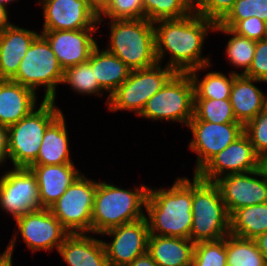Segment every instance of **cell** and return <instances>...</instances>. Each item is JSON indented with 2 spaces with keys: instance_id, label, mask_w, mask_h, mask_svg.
I'll return each instance as SVG.
<instances>
[{
  "instance_id": "cell-1",
  "label": "cell",
  "mask_w": 267,
  "mask_h": 266,
  "mask_svg": "<svg viewBox=\"0 0 267 266\" xmlns=\"http://www.w3.org/2000/svg\"><path fill=\"white\" fill-rule=\"evenodd\" d=\"M156 56L162 64L166 54L170 56L166 66L177 73L212 64L209 56L202 55L205 39L214 31L216 23L199 15L195 10L180 19H161L153 22Z\"/></svg>"
},
{
  "instance_id": "cell-2",
  "label": "cell",
  "mask_w": 267,
  "mask_h": 266,
  "mask_svg": "<svg viewBox=\"0 0 267 266\" xmlns=\"http://www.w3.org/2000/svg\"><path fill=\"white\" fill-rule=\"evenodd\" d=\"M178 177L168 189L149 187L145 215L150 235L190 239L192 181Z\"/></svg>"
},
{
  "instance_id": "cell-3",
  "label": "cell",
  "mask_w": 267,
  "mask_h": 266,
  "mask_svg": "<svg viewBox=\"0 0 267 266\" xmlns=\"http://www.w3.org/2000/svg\"><path fill=\"white\" fill-rule=\"evenodd\" d=\"M149 186L124 189L113 183L97 182L92 213V233L103 232L144 218Z\"/></svg>"
},
{
  "instance_id": "cell-4",
  "label": "cell",
  "mask_w": 267,
  "mask_h": 266,
  "mask_svg": "<svg viewBox=\"0 0 267 266\" xmlns=\"http://www.w3.org/2000/svg\"><path fill=\"white\" fill-rule=\"evenodd\" d=\"M109 43L105 48L131 70L158 63L153 22L147 19H108Z\"/></svg>"
},
{
  "instance_id": "cell-5",
  "label": "cell",
  "mask_w": 267,
  "mask_h": 266,
  "mask_svg": "<svg viewBox=\"0 0 267 266\" xmlns=\"http://www.w3.org/2000/svg\"><path fill=\"white\" fill-rule=\"evenodd\" d=\"M53 100H43L17 123L7 127V155L13 167H29L38 156L47 127L62 113Z\"/></svg>"
},
{
  "instance_id": "cell-6",
  "label": "cell",
  "mask_w": 267,
  "mask_h": 266,
  "mask_svg": "<svg viewBox=\"0 0 267 266\" xmlns=\"http://www.w3.org/2000/svg\"><path fill=\"white\" fill-rule=\"evenodd\" d=\"M192 216L190 240L193 243L220 240L230 233V216L219 187L196 175L192 181Z\"/></svg>"
},
{
  "instance_id": "cell-7",
  "label": "cell",
  "mask_w": 267,
  "mask_h": 266,
  "mask_svg": "<svg viewBox=\"0 0 267 266\" xmlns=\"http://www.w3.org/2000/svg\"><path fill=\"white\" fill-rule=\"evenodd\" d=\"M64 70L47 39L39 33L22 59L17 74L11 79L35 93L43 86L42 100L56 101V87L62 84Z\"/></svg>"
},
{
  "instance_id": "cell-8",
  "label": "cell",
  "mask_w": 267,
  "mask_h": 266,
  "mask_svg": "<svg viewBox=\"0 0 267 266\" xmlns=\"http://www.w3.org/2000/svg\"><path fill=\"white\" fill-rule=\"evenodd\" d=\"M194 115V85L188 73H176L146 103L139 117L188 125Z\"/></svg>"
},
{
  "instance_id": "cell-9",
  "label": "cell",
  "mask_w": 267,
  "mask_h": 266,
  "mask_svg": "<svg viewBox=\"0 0 267 266\" xmlns=\"http://www.w3.org/2000/svg\"><path fill=\"white\" fill-rule=\"evenodd\" d=\"M168 66L161 67V63L132 70L127 80L111 95L107 108L111 112L130 111L139 116L147 101L176 74Z\"/></svg>"
},
{
  "instance_id": "cell-10",
  "label": "cell",
  "mask_w": 267,
  "mask_h": 266,
  "mask_svg": "<svg viewBox=\"0 0 267 266\" xmlns=\"http://www.w3.org/2000/svg\"><path fill=\"white\" fill-rule=\"evenodd\" d=\"M97 182L81 173L49 208L70 233L92 234V213Z\"/></svg>"
},
{
  "instance_id": "cell-11",
  "label": "cell",
  "mask_w": 267,
  "mask_h": 266,
  "mask_svg": "<svg viewBox=\"0 0 267 266\" xmlns=\"http://www.w3.org/2000/svg\"><path fill=\"white\" fill-rule=\"evenodd\" d=\"M18 230L13 234L4 252L13 256L16 239L20 232L21 238L26 246L35 253L37 251H58L60 245L70 234L51 213L50 209L42 208L26 213L16 221ZM19 231V232H18Z\"/></svg>"
},
{
  "instance_id": "cell-12",
  "label": "cell",
  "mask_w": 267,
  "mask_h": 266,
  "mask_svg": "<svg viewBox=\"0 0 267 266\" xmlns=\"http://www.w3.org/2000/svg\"><path fill=\"white\" fill-rule=\"evenodd\" d=\"M0 176V207L15 221L26 213L40 210L37 179L30 168L13 167Z\"/></svg>"
},
{
  "instance_id": "cell-13",
  "label": "cell",
  "mask_w": 267,
  "mask_h": 266,
  "mask_svg": "<svg viewBox=\"0 0 267 266\" xmlns=\"http://www.w3.org/2000/svg\"><path fill=\"white\" fill-rule=\"evenodd\" d=\"M187 128L192 133L188 147L197 154L194 175L212 157L244 133V126L241 123L217 124L202 120H190Z\"/></svg>"
},
{
  "instance_id": "cell-14",
  "label": "cell",
  "mask_w": 267,
  "mask_h": 266,
  "mask_svg": "<svg viewBox=\"0 0 267 266\" xmlns=\"http://www.w3.org/2000/svg\"><path fill=\"white\" fill-rule=\"evenodd\" d=\"M101 235L113 237L110 243L103 241L109 266H127L147 252L150 233L146 217L111 228Z\"/></svg>"
},
{
  "instance_id": "cell-15",
  "label": "cell",
  "mask_w": 267,
  "mask_h": 266,
  "mask_svg": "<svg viewBox=\"0 0 267 266\" xmlns=\"http://www.w3.org/2000/svg\"><path fill=\"white\" fill-rule=\"evenodd\" d=\"M257 154L249 137L243 133L233 143L212 157L195 175L201 180L215 182L219 178L256 170Z\"/></svg>"
},
{
  "instance_id": "cell-16",
  "label": "cell",
  "mask_w": 267,
  "mask_h": 266,
  "mask_svg": "<svg viewBox=\"0 0 267 266\" xmlns=\"http://www.w3.org/2000/svg\"><path fill=\"white\" fill-rule=\"evenodd\" d=\"M214 183L220 189L229 216L242 207L267 202V181L256 170L225 175Z\"/></svg>"
},
{
  "instance_id": "cell-17",
  "label": "cell",
  "mask_w": 267,
  "mask_h": 266,
  "mask_svg": "<svg viewBox=\"0 0 267 266\" xmlns=\"http://www.w3.org/2000/svg\"><path fill=\"white\" fill-rule=\"evenodd\" d=\"M42 30L98 29L96 10L87 0H52L42 6Z\"/></svg>"
},
{
  "instance_id": "cell-18",
  "label": "cell",
  "mask_w": 267,
  "mask_h": 266,
  "mask_svg": "<svg viewBox=\"0 0 267 266\" xmlns=\"http://www.w3.org/2000/svg\"><path fill=\"white\" fill-rule=\"evenodd\" d=\"M97 30H42L41 34L47 39L60 66L65 70L89 60L98 45L94 35Z\"/></svg>"
},
{
  "instance_id": "cell-19",
  "label": "cell",
  "mask_w": 267,
  "mask_h": 266,
  "mask_svg": "<svg viewBox=\"0 0 267 266\" xmlns=\"http://www.w3.org/2000/svg\"><path fill=\"white\" fill-rule=\"evenodd\" d=\"M75 163L60 165H30L39 189L41 208L49 209L81 174Z\"/></svg>"
},
{
  "instance_id": "cell-20",
  "label": "cell",
  "mask_w": 267,
  "mask_h": 266,
  "mask_svg": "<svg viewBox=\"0 0 267 266\" xmlns=\"http://www.w3.org/2000/svg\"><path fill=\"white\" fill-rule=\"evenodd\" d=\"M89 233L69 234L58 248L67 266H109L103 240Z\"/></svg>"
},
{
  "instance_id": "cell-21",
  "label": "cell",
  "mask_w": 267,
  "mask_h": 266,
  "mask_svg": "<svg viewBox=\"0 0 267 266\" xmlns=\"http://www.w3.org/2000/svg\"><path fill=\"white\" fill-rule=\"evenodd\" d=\"M38 32L12 24L0 32V79H12Z\"/></svg>"
},
{
  "instance_id": "cell-22",
  "label": "cell",
  "mask_w": 267,
  "mask_h": 266,
  "mask_svg": "<svg viewBox=\"0 0 267 266\" xmlns=\"http://www.w3.org/2000/svg\"><path fill=\"white\" fill-rule=\"evenodd\" d=\"M266 83L245 75H236L230 91V103L237 122L245 126L267 107V93L255 83Z\"/></svg>"
},
{
  "instance_id": "cell-23",
  "label": "cell",
  "mask_w": 267,
  "mask_h": 266,
  "mask_svg": "<svg viewBox=\"0 0 267 266\" xmlns=\"http://www.w3.org/2000/svg\"><path fill=\"white\" fill-rule=\"evenodd\" d=\"M36 93L11 79H0V126L9 127L37 107Z\"/></svg>"
},
{
  "instance_id": "cell-24",
  "label": "cell",
  "mask_w": 267,
  "mask_h": 266,
  "mask_svg": "<svg viewBox=\"0 0 267 266\" xmlns=\"http://www.w3.org/2000/svg\"><path fill=\"white\" fill-rule=\"evenodd\" d=\"M194 247L187 238L149 235L147 252L158 266H192Z\"/></svg>"
},
{
  "instance_id": "cell-25",
  "label": "cell",
  "mask_w": 267,
  "mask_h": 266,
  "mask_svg": "<svg viewBox=\"0 0 267 266\" xmlns=\"http://www.w3.org/2000/svg\"><path fill=\"white\" fill-rule=\"evenodd\" d=\"M63 112L47 127L37 159L31 165H60L73 163L69 136Z\"/></svg>"
},
{
  "instance_id": "cell-26",
  "label": "cell",
  "mask_w": 267,
  "mask_h": 266,
  "mask_svg": "<svg viewBox=\"0 0 267 266\" xmlns=\"http://www.w3.org/2000/svg\"><path fill=\"white\" fill-rule=\"evenodd\" d=\"M88 61L99 85L108 93L107 105L110 95L127 80L132 70L108 50L104 48L100 50L98 45Z\"/></svg>"
},
{
  "instance_id": "cell-27",
  "label": "cell",
  "mask_w": 267,
  "mask_h": 266,
  "mask_svg": "<svg viewBox=\"0 0 267 266\" xmlns=\"http://www.w3.org/2000/svg\"><path fill=\"white\" fill-rule=\"evenodd\" d=\"M212 64L203 67L192 69L188 72L192 78L194 85V98H206L224 100L230 99V91L234 81V77L239 75L236 70L228 73V76L223 72L211 71L207 72L203 79L198 77V73L203 70H208Z\"/></svg>"
},
{
  "instance_id": "cell-28",
  "label": "cell",
  "mask_w": 267,
  "mask_h": 266,
  "mask_svg": "<svg viewBox=\"0 0 267 266\" xmlns=\"http://www.w3.org/2000/svg\"><path fill=\"white\" fill-rule=\"evenodd\" d=\"M267 231V202L242 207L230 216V234L255 239Z\"/></svg>"
},
{
  "instance_id": "cell-29",
  "label": "cell",
  "mask_w": 267,
  "mask_h": 266,
  "mask_svg": "<svg viewBox=\"0 0 267 266\" xmlns=\"http://www.w3.org/2000/svg\"><path fill=\"white\" fill-rule=\"evenodd\" d=\"M227 266H265L266 259L254 239L226 236Z\"/></svg>"
},
{
  "instance_id": "cell-30",
  "label": "cell",
  "mask_w": 267,
  "mask_h": 266,
  "mask_svg": "<svg viewBox=\"0 0 267 266\" xmlns=\"http://www.w3.org/2000/svg\"><path fill=\"white\" fill-rule=\"evenodd\" d=\"M214 31H219L224 35L228 34V36H231L227 42L225 56L232 66L243 69L239 75H244L248 71L254 58L256 41L239 36L229 28L221 27L218 23H216Z\"/></svg>"
},
{
  "instance_id": "cell-31",
  "label": "cell",
  "mask_w": 267,
  "mask_h": 266,
  "mask_svg": "<svg viewBox=\"0 0 267 266\" xmlns=\"http://www.w3.org/2000/svg\"><path fill=\"white\" fill-rule=\"evenodd\" d=\"M70 86L72 91L83 95L103 96L104 89L99 85L89 61L67 67L64 70L62 84Z\"/></svg>"
},
{
  "instance_id": "cell-32",
  "label": "cell",
  "mask_w": 267,
  "mask_h": 266,
  "mask_svg": "<svg viewBox=\"0 0 267 266\" xmlns=\"http://www.w3.org/2000/svg\"><path fill=\"white\" fill-rule=\"evenodd\" d=\"M191 120L217 124L239 123L235 118L230 99L194 98V115Z\"/></svg>"
},
{
  "instance_id": "cell-33",
  "label": "cell",
  "mask_w": 267,
  "mask_h": 266,
  "mask_svg": "<svg viewBox=\"0 0 267 266\" xmlns=\"http://www.w3.org/2000/svg\"><path fill=\"white\" fill-rule=\"evenodd\" d=\"M145 19L155 22L161 19H180L194 11L189 0H143Z\"/></svg>"
},
{
  "instance_id": "cell-34",
  "label": "cell",
  "mask_w": 267,
  "mask_h": 266,
  "mask_svg": "<svg viewBox=\"0 0 267 266\" xmlns=\"http://www.w3.org/2000/svg\"><path fill=\"white\" fill-rule=\"evenodd\" d=\"M102 24L105 18L112 20L145 19L143 0H105L96 10Z\"/></svg>"
},
{
  "instance_id": "cell-35",
  "label": "cell",
  "mask_w": 267,
  "mask_h": 266,
  "mask_svg": "<svg viewBox=\"0 0 267 266\" xmlns=\"http://www.w3.org/2000/svg\"><path fill=\"white\" fill-rule=\"evenodd\" d=\"M226 237L195 243L192 266H227Z\"/></svg>"
},
{
  "instance_id": "cell-36",
  "label": "cell",
  "mask_w": 267,
  "mask_h": 266,
  "mask_svg": "<svg viewBox=\"0 0 267 266\" xmlns=\"http://www.w3.org/2000/svg\"><path fill=\"white\" fill-rule=\"evenodd\" d=\"M253 16L267 23V0H236L221 21H240Z\"/></svg>"
},
{
  "instance_id": "cell-37",
  "label": "cell",
  "mask_w": 267,
  "mask_h": 266,
  "mask_svg": "<svg viewBox=\"0 0 267 266\" xmlns=\"http://www.w3.org/2000/svg\"><path fill=\"white\" fill-rule=\"evenodd\" d=\"M221 27L229 28L235 34L260 41L267 38V23L256 16L240 21H220Z\"/></svg>"
},
{
  "instance_id": "cell-38",
  "label": "cell",
  "mask_w": 267,
  "mask_h": 266,
  "mask_svg": "<svg viewBox=\"0 0 267 266\" xmlns=\"http://www.w3.org/2000/svg\"><path fill=\"white\" fill-rule=\"evenodd\" d=\"M255 153L267 152V107L244 126Z\"/></svg>"
},
{
  "instance_id": "cell-39",
  "label": "cell",
  "mask_w": 267,
  "mask_h": 266,
  "mask_svg": "<svg viewBox=\"0 0 267 266\" xmlns=\"http://www.w3.org/2000/svg\"><path fill=\"white\" fill-rule=\"evenodd\" d=\"M236 0H201L194 10L206 19L219 23L232 9Z\"/></svg>"
},
{
  "instance_id": "cell-40",
  "label": "cell",
  "mask_w": 267,
  "mask_h": 266,
  "mask_svg": "<svg viewBox=\"0 0 267 266\" xmlns=\"http://www.w3.org/2000/svg\"><path fill=\"white\" fill-rule=\"evenodd\" d=\"M244 75L267 83V38L256 41L254 58Z\"/></svg>"
},
{
  "instance_id": "cell-41",
  "label": "cell",
  "mask_w": 267,
  "mask_h": 266,
  "mask_svg": "<svg viewBox=\"0 0 267 266\" xmlns=\"http://www.w3.org/2000/svg\"><path fill=\"white\" fill-rule=\"evenodd\" d=\"M8 161L7 155V127L0 126V165L4 167V163Z\"/></svg>"
},
{
  "instance_id": "cell-42",
  "label": "cell",
  "mask_w": 267,
  "mask_h": 266,
  "mask_svg": "<svg viewBox=\"0 0 267 266\" xmlns=\"http://www.w3.org/2000/svg\"><path fill=\"white\" fill-rule=\"evenodd\" d=\"M256 172L261 178L267 181V152L257 155Z\"/></svg>"
},
{
  "instance_id": "cell-43",
  "label": "cell",
  "mask_w": 267,
  "mask_h": 266,
  "mask_svg": "<svg viewBox=\"0 0 267 266\" xmlns=\"http://www.w3.org/2000/svg\"><path fill=\"white\" fill-rule=\"evenodd\" d=\"M127 266H158V265L152 259L151 255L148 252H146L138 256Z\"/></svg>"
},
{
  "instance_id": "cell-44",
  "label": "cell",
  "mask_w": 267,
  "mask_h": 266,
  "mask_svg": "<svg viewBox=\"0 0 267 266\" xmlns=\"http://www.w3.org/2000/svg\"><path fill=\"white\" fill-rule=\"evenodd\" d=\"M8 6L0 3V32L11 26L13 23L9 20Z\"/></svg>"
},
{
  "instance_id": "cell-45",
  "label": "cell",
  "mask_w": 267,
  "mask_h": 266,
  "mask_svg": "<svg viewBox=\"0 0 267 266\" xmlns=\"http://www.w3.org/2000/svg\"><path fill=\"white\" fill-rule=\"evenodd\" d=\"M254 241L267 261V231L257 236Z\"/></svg>"
},
{
  "instance_id": "cell-46",
  "label": "cell",
  "mask_w": 267,
  "mask_h": 266,
  "mask_svg": "<svg viewBox=\"0 0 267 266\" xmlns=\"http://www.w3.org/2000/svg\"><path fill=\"white\" fill-rule=\"evenodd\" d=\"M12 255L7 254L6 252L0 253V266H13L12 264Z\"/></svg>"
},
{
  "instance_id": "cell-47",
  "label": "cell",
  "mask_w": 267,
  "mask_h": 266,
  "mask_svg": "<svg viewBox=\"0 0 267 266\" xmlns=\"http://www.w3.org/2000/svg\"><path fill=\"white\" fill-rule=\"evenodd\" d=\"M87 1L95 10H97L105 2V0H87Z\"/></svg>"
},
{
  "instance_id": "cell-48",
  "label": "cell",
  "mask_w": 267,
  "mask_h": 266,
  "mask_svg": "<svg viewBox=\"0 0 267 266\" xmlns=\"http://www.w3.org/2000/svg\"><path fill=\"white\" fill-rule=\"evenodd\" d=\"M14 1L17 2V0H0V3L8 6L9 3H10L9 5H11V3Z\"/></svg>"
},
{
  "instance_id": "cell-49",
  "label": "cell",
  "mask_w": 267,
  "mask_h": 266,
  "mask_svg": "<svg viewBox=\"0 0 267 266\" xmlns=\"http://www.w3.org/2000/svg\"><path fill=\"white\" fill-rule=\"evenodd\" d=\"M49 1H52V0H39L38 2H36L37 4H41L42 6L45 4V3H48Z\"/></svg>"
},
{
  "instance_id": "cell-50",
  "label": "cell",
  "mask_w": 267,
  "mask_h": 266,
  "mask_svg": "<svg viewBox=\"0 0 267 266\" xmlns=\"http://www.w3.org/2000/svg\"><path fill=\"white\" fill-rule=\"evenodd\" d=\"M189 1L195 7L201 0H189Z\"/></svg>"
}]
</instances>
